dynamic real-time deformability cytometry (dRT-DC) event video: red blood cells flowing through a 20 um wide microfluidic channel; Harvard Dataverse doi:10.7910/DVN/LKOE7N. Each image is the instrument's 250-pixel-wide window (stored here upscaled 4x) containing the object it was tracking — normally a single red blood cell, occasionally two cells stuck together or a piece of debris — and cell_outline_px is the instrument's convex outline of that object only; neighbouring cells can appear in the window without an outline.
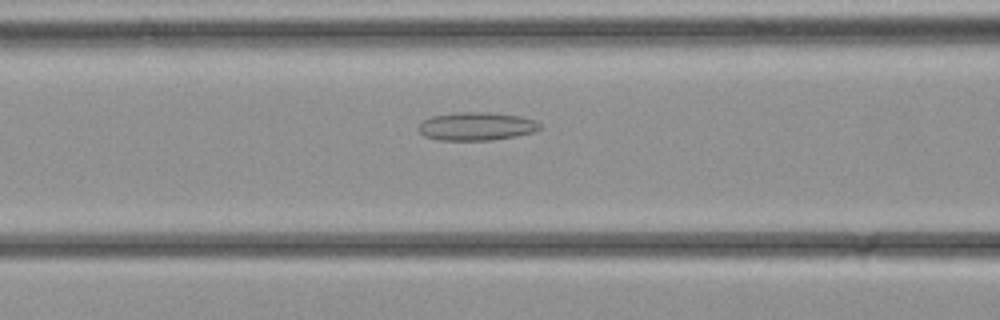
{"species": "common noctule bat (a hibernating species)", "species_latin": "Nyctalus noctula", "temperature_condition": "cold", "stored_images_in_passage": 31, "camera_frame_rate_fps": 3000, "um_per_image_px": 0.085, "animal": {"sex": "female", "body_mass_g": 21.9}, "frame": {"image": 1, "passage_image": 12, "time_ms": 3.667, "image_size_px": [1000, 320], "cell_outline_px": [[540, 128], [536, 132], [516, 136], [492, 140], [436, 140], [424, 136], [416, 128], [424, 120], [432, 116], [452, 112], [488, 112], [520, 116], [536, 120], [540, 124]], "centroid_in_image_um": [40.49, 10.73], "position_along_channel_um": 126.1, "area_um2": 20.17}}
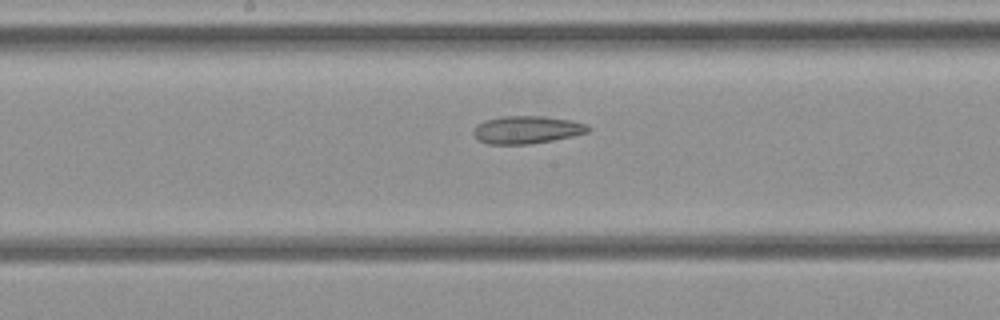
{"frame": {"image": 2, "passage_image": 16, "time_ms": 5.0, "image_size_px": [1000, 320], "cell_outline_px": [[592, 128], [588, 132], [572, 136], [552, 140], [528, 144], [488, 144], [480, 140], [472, 132], [476, 124], [484, 120], [504, 116], [544, 116], [572, 120], [588, 124]], "centroid_in_image_um": [44.8, 11.02], "position_along_channel_um": 203.4, "area_um2": 18.55}}
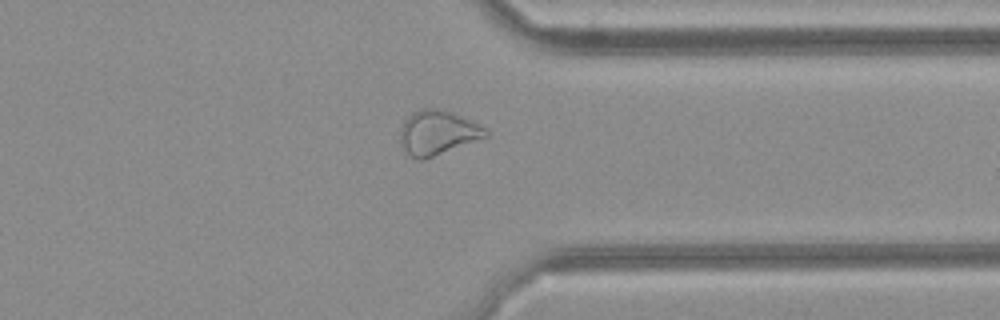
{"frame": {"image": 3, "passage_image": 25, "time_ms": 8.0, "image_size_px": [1000, 320], "cell_outline_px": [[488, 136], [424, 160], [416, 160], [400, 148], [400, 128], [404, 120], [412, 112], [420, 108], [440, 108], [452, 112], [484, 128], [488, 132]], "centroid_in_image_um": [37.12, 11.29], "position_along_channel_um": 374.3, "area_um2": 22.2}}